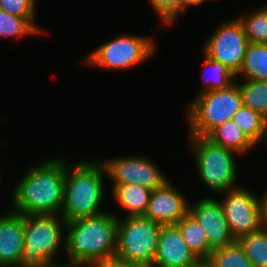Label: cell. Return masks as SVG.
I'll return each instance as SVG.
<instances>
[{"mask_svg":"<svg viewBox=\"0 0 267 267\" xmlns=\"http://www.w3.org/2000/svg\"><path fill=\"white\" fill-rule=\"evenodd\" d=\"M65 158L47 159L33 165L15 184L13 210L22 215L61 213L64 201Z\"/></svg>","mask_w":267,"mask_h":267,"instance_id":"1","label":"cell"},{"mask_svg":"<svg viewBox=\"0 0 267 267\" xmlns=\"http://www.w3.org/2000/svg\"><path fill=\"white\" fill-rule=\"evenodd\" d=\"M117 220L115 215L104 212L66 222L65 253L69 258L68 264L97 267L114 261Z\"/></svg>","mask_w":267,"mask_h":267,"instance_id":"2","label":"cell"},{"mask_svg":"<svg viewBox=\"0 0 267 267\" xmlns=\"http://www.w3.org/2000/svg\"><path fill=\"white\" fill-rule=\"evenodd\" d=\"M70 169V170H69ZM105 167L101 161H80L71 170L67 164L64 201L60 215L66 222L100 215L104 200Z\"/></svg>","mask_w":267,"mask_h":267,"instance_id":"3","label":"cell"},{"mask_svg":"<svg viewBox=\"0 0 267 267\" xmlns=\"http://www.w3.org/2000/svg\"><path fill=\"white\" fill-rule=\"evenodd\" d=\"M63 227H66V221L58 214L24 215L21 267H47L58 264L55 263L56 254L62 246L65 249V236L61 232Z\"/></svg>","mask_w":267,"mask_h":267,"instance_id":"4","label":"cell"},{"mask_svg":"<svg viewBox=\"0 0 267 267\" xmlns=\"http://www.w3.org/2000/svg\"><path fill=\"white\" fill-rule=\"evenodd\" d=\"M242 105L237 82L226 89L197 94L195 99L184 108L190 136H207L217 126L232 120Z\"/></svg>","mask_w":267,"mask_h":267,"instance_id":"5","label":"cell"},{"mask_svg":"<svg viewBox=\"0 0 267 267\" xmlns=\"http://www.w3.org/2000/svg\"><path fill=\"white\" fill-rule=\"evenodd\" d=\"M117 220L114 261L153 267L162 225L144 216Z\"/></svg>","mask_w":267,"mask_h":267,"instance_id":"6","label":"cell"},{"mask_svg":"<svg viewBox=\"0 0 267 267\" xmlns=\"http://www.w3.org/2000/svg\"><path fill=\"white\" fill-rule=\"evenodd\" d=\"M198 174L212 192L236 188L237 168L234 152L215 144L206 136H189Z\"/></svg>","mask_w":267,"mask_h":267,"instance_id":"7","label":"cell"},{"mask_svg":"<svg viewBox=\"0 0 267 267\" xmlns=\"http://www.w3.org/2000/svg\"><path fill=\"white\" fill-rule=\"evenodd\" d=\"M155 53L153 38L124 35L106 42L85 59L91 66L125 70L138 66Z\"/></svg>","mask_w":267,"mask_h":267,"instance_id":"8","label":"cell"},{"mask_svg":"<svg viewBox=\"0 0 267 267\" xmlns=\"http://www.w3.org/2000/svg\"><path fill=\"white\" fill-rule=\"evenodd\" d=\"M221 203L229 229L235 240L258 231L261 225L260 199L245 188H233L225 192Z\"/></svg>","mask_w":267,"mask_h":267,"instance_id":"9","label":"cell"},{"mask_svg":"<svg viewBox=\"0 0 267 267\" xmlns=\"http://www.w3.org/2000/svg\"><path fill=\"white\" fill-rule=\"evenodd\" d=\"M248 44L243 26L237 18L215 29L204 46V53L236 75L242 66Z\"/></svg>","mask_w":267,"mask_h":267,"instance_id":"10","label":"cell"},{"mask_svg":"<svg viewBox=\"0 0 267 267\" xmlns=\"http://www.w3.org/2000/svg\"><path fill=\"white\" fill-rule=\"evenodd\" d=\"M102 163L114 185L135 184L154 190L168 181L157 165L146 157H115L103 159Z\"/></svg>","mask_w":267,"mask_h":267,"instance_id":"11","label":"cell"},{"mask_svg":"<svg viewBox=\"0 0 267 267\" xmlns=\"http://www.w3.org/2000/svg\"><path fill=\"white\" fill-rule=\"evenodd\" d=\"M205 230L209 245L215 249L230 245L236 240L231 234L220 201L205 197L193 205L189 204V212Z\"/></svg>","mask_w":267,"mask_h":267,"instance_id":"12","label":"cell"},{"mask_svg":"<svg viewBox=\"0 0 267 267\" xmlns=\"http://www.w3.org/2000/svg\"><path fill=\"white\" fill-rule=\"evenodd\" d=\"M188 212L189 205L186 198L168 180L161 187L151 191L144 217L161 225H175Z\"/></svg>","mask_w":267,"mask_h":267,"instance_id":"13","label":"cell"},{"mask_svg":"<svg viewBox=\"0 0 267 267\" xmlns=\"http://www.w3.org/2000/svg\"><path fill=\"white\" fill-rule=\"evenodd\" d=\"M198 261L179 228L176 225H162L153 267H193Z\"/></svg>","mask_w":267,"mask_h":267,"instance_id":"14","label":"cell"},{"mask_svg":"<svg viewBox=\"0 0 267 267\" xmlns=\"http://www.w3.org/2000/svg\"><path fill=\"white\" fill-rule=\"evenodd\" d=\"M24 250V215L6 211L0 215V267H21Z\"/></svg>","mask_w":267,"mask_h":267,"instance_id":"15","label":"cell"},{"mask_svg":"<svg viewBox=\"0 0 267 267\" xmlns=\"http://www.w3.org/2000/svg\"><path fill=\"white\" fill-rule=\"evenodd\" d=\"M112 195L126 217L144 216L151 196L150 189L135 184L114 185Z\"/></svg>","mask_w":267,"mask_h":267,"instance_id":"16","label":"cell"},{"mask_svg":"<svg viewBox=\"0 0 267 267\" xmlns=\"http://www.w3.org/2000/svg\"><path fill=\"white\" fill-rule=\"evenodd\" d=\"M215 144L229 149L236 154H243L254 149V144L242 132L233 120L225 121L213 129L207 136Z\"/></svg>","mask_w":267,"mask_h":267,"instance_id":"17","label":"cell"},{"mask_svg":"<svg viewBox=\"0 0 267 267\" xmlns=\"http://www.w3.org/2000/svg\"><path fill=\"white\" fill-rule=\"evenodd\" d=\"M175 225L195 256L199 260H208L213 248L209 245L207 234L199 222L188 213Z\"/></svg>","mask_w":267,"mask_h":267,"instance_id":"18","label":"cell"},{"mask_svg":"<svg viewBox=\"0 0 267 267\" xmlns=\"http://www.w3.org/2000/svg\"><path fill=\"white\" fill-rule=\"evenodd\" d=\"M246 80L267 81V44L249 43L240 71Z\"/></svg>","mask_w":267,"mask_h":267,"instance_id":"19","label":"cell"},{"mask_svg":"<svg viewBox=\"0 0 267 267\" xmlns=\"http://www.w3.org/2000/svg\"><path fill=\"white\" fill-rule=\"evenodd\" d=\"M232 120L255 146L265 138L267 141V119L260 113L242 105Z\"/></svg>","mask_w":267,"mask_h":267,"instance_id":"20","label":"cell"},{"mask_svg":"<svg viewBox=\"0 0 267 267\" xmlns=\"http://www.w3.org/2000/svg\"><path fill=\"white\" fill-rule=\"evenodd\" d=\"M253 267H267V228L261 227L252 234L237 240Z\"/></svg>","mask_w":267,"mask_h":267,"instance_id":"21","label":"cell"},{"mask_svg":"<svg viewBox=\"0 0 267 267\" xmlns=\"http://www.w3.org/2000/svg\"><path fill=\"white\" fill-rule=\"evenodd\" d=\"M208 260L214 267H253L237 240L213 249Z\"/></svg>","mask_w":267,"mask_h":267,"instance_id":"22","label":"cell"},{"mask_svg":"<svg viewBox=\"0 0 267 267\" xmlns=\"http://www.w3.org/2000/svg\"><path fill=\"white\" fill-rule=\"evenodd\" d=\"M241 84L238 83V86L243 105L267 119V81L245 80Z\"/></svg>","mask_w":267,"mask_h":267,"instance_id":"23","label":"cell"},{"mask_svg":"<svg viewBox=\"0 0 267 267\" xmlns=\"http://www.w3.org/2000/svg\"><path fill=\"white\" fill-rule=\"evenodd\" d=\"M42 32L29 19L10 15L0 8V38H20Z\"/></svg>","mask_w":267,"mask_h":267,"instance_id":"24","label":"cell"},{"mask_svg":"<svg viewBox=\"0 0 267 267\" xmlns=\"http://www.w3.org/2000/svg\"><path fill=\"white\" fill-rule=\"evenodd\" d=\"M203 67L204 70L209 68L211 76L210 78H204L206 84L202 86L198 94L206 91L226 89L236 82V76L229 68L221 62L210 59L205 53Z\"/></svg>","mask_w":267,"mask_h":267,"instance_id":"25","label":"cell"},{"mask_svg":"<svg viewBox=\"0 0 267 267\" xmlns=\"http://www.w3.org/2000/svg\"><path fill=\"white\" fill-rule=\"evenodd\" d=\"M238 18L249 43L267 44V6Z\"/></svg>","mask_w":267,"mask_h":267,"instance_id":"26","label":"cell"},{"mask_svg":"<svg viewBox=\"0 0 267 267\" xmlns=\"http://www.w3.org/2000/svg\"><path fill=\"white\" fill-rule=\"evenodd\" d=\"M155 13L159 15L164 24L175 22L179 14L182 13V0H149Z\"/></svg>","mask_w":267,"mask_h":267,"instance_id":"27","label":"cell"},{"mask_svg":"<svg viewBox=\"0 0 267 267\" xmlns=\"http://www.w3.org/2000/svg\"><path fill=\"white\" fill-rule=\"evenodd\" d=\"M35 0H0V8L10 15L24 17L32 23L35 18Z\"/></svg>","mask_w":267,"mask_h":267,"instance_id":"28","label":"cell"},{"mask_svg":"<svg viewBox=\"0 0 267 267\" xmlns=\"http://www.w3.org/2000/svg\"><path fill=\"white\" fill-rule=\"evenodd\" d=\"M261 204V225L263 228H267V191L260 198Z\"/></svg>","mask_w":267,"mask_h":267,"instance_id":"29","label":"cell"},{"mask_svg":"<svg viewBox=\"0 0 267 267\" xmlns=\"http://www.w3.org/2000/svg\"><path fill=\"white\" fill-rule=\"evenodd\" d=\"M97 267H151V266H144V265H127V264H122L117 261H110L104 264H101Z\"/></svg>","mask_w":267,"mask_h":267,"instance_id":"30","label":"cell"},{"mask_svg":"<svg viewBox=\"0 0 267 267\" xmlns=\"http://www.w3.org/2000/svg\"><path fill=\"white\" fill-rule=\"evenodd\" d=\"M205 1L206 0H182V12H184L189 6H198Z\"/></svg>","mask_w":267,"mask_h":267,"instance_id":"31","label":"cell"},{"mask_svg":"<svg viewBox=\"0 0 267 267\" xmlns=\"http://www.w3.org/2000/svg\"><path fill=\"white\" fill-rule=\"evenodd\" d=\"M193 267H214L209 260H199Z\"/></svg>","mask_w":267,"mask_h":267,"instance_id":"32","label":"cell"},{"mask_svg":"<svg viewBox=\"0 0 267 267\" xmlns=\"http://www.w3.org/2000/svg\"><path fill=\"white\" fill-rule=\"evenodd\" d=\"M47 267H87V266H83V265H76V264H55V265H50V266H47Z\"/></svg>","mask_w":267,"mask_h":267,"instance_id":"33","label":"cell"}]
</instances>
